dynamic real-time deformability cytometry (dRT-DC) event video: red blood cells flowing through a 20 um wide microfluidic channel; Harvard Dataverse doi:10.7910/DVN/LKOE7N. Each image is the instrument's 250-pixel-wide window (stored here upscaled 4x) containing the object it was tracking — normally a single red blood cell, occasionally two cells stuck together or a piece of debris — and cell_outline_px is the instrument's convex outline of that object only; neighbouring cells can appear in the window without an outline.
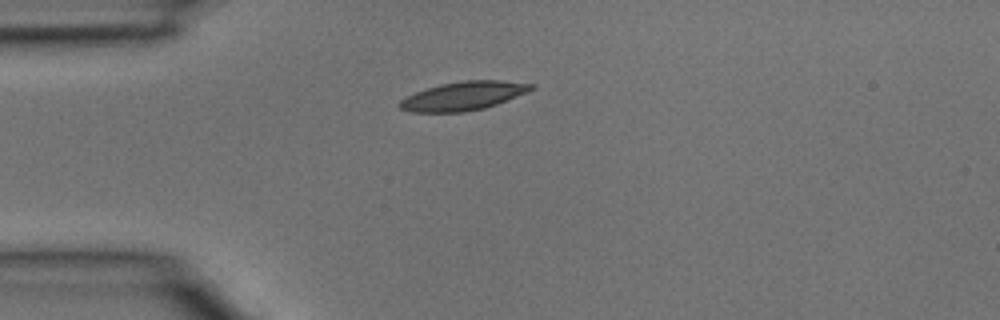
{"species": "common noctule bat (a hibernating species)", "species_latin": "Nyctalus noctula", "temperature_condition": "room temperature", "stored_images_in_passage": 31, "camera_frame_rate_fps": 3000, "um_per_image_px": 0.085, "animal": {"sex": "male", "body_mass_g": 15.6}, "frame": {"image": 1, "passage_image": 1, "time_ms": 0.0, "image_size_px": [1000, 320], "cell_outline_px": [[536, 88], [496, 104], [484, 108], [464, 112], [408, 112], [400, 108], [396, 104], [400, 100], [416, 92], [440, 84], [464, 80], [500, 80], [536, 84]], "centroid_in_image_um": [39.38, 8.15], "position_along_channel_um": 45.6, "area_um2": 21.91}}
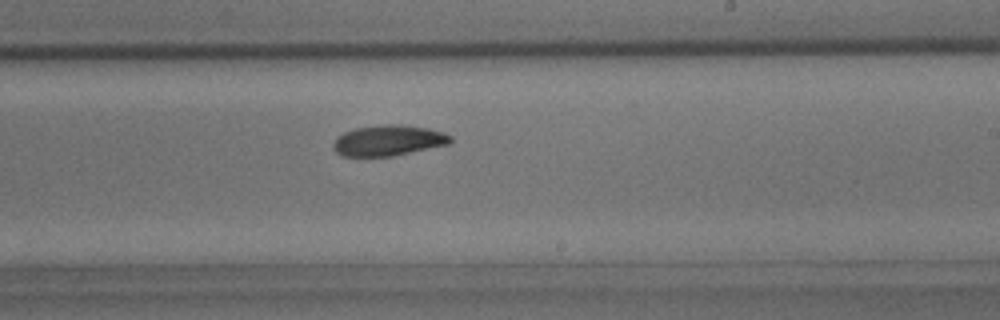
{"frame": {"image": 2, "passage_image": 15, "time_ms": 4.667, "image_size_px": [1000, 320], "cell_outline_px": [[452, 140], [448, 144], [392, 156], [344, 156], [336, 152], [332, 148], [332, 144], [336, 136], [344, 132], [356, 128], [384, 124], [400, 124], [428, 128], [444, 132], [452, 136]], "centroid_in_image_um": [32.99, 11.93], "position_along_channel_um": 256.0, "area_um2": 20.98}}
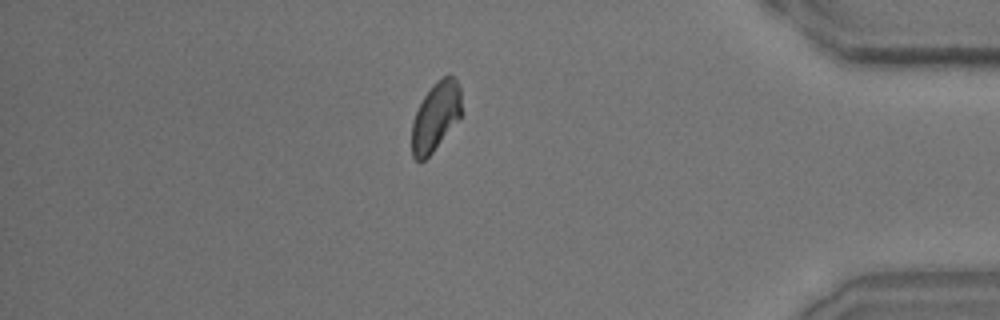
{"frame": {"image": 3, "passage_image": 26, "time_ms": 8.333, "image_size_px": [1000, 320], "cell_outline_px": [[460, 116], [432, 152], [424, 160], [416, 160], [412, 156], [412, 124], [416, 112], [424, 96], [448, 72], [456, 80], [460, 88]], "centroid_in_image_um": [37.01, 9.91], "position_along_channel_um": 398.2, "area_um2": 19.13}}